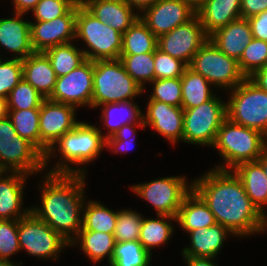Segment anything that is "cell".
I'll list each match as a JSON object with an SVG mask.
<instances>
[{
  "instance_id": "cell-55",
  "label": "cell",
  "mask_w": 267,
  "mask_h": 266,
  "mask_svg": "<svg viewBox=\"0 0 267 266\" xmlns=\"http://www.w3.org/2000/svg\"><path fill=\"white\" fill-rule=\"evenodd\" d=\"M257 161L262 165L264 173L267 177V151Z\"/></svg>"
},
{
  "instance_id": "cell-27",
  "label": "cell",
  "mask_w": 267,
  "mask_h": 266,
  "mask_svg": "<svg viewBox=\"0 0 267 266\" xmlns=\"http://www.w3.org/2000/svg\"><path fill=\"white\" fill-rule=\"evenodd\" d=\"M176 219L179 227L186 233L217 223L207 204L193 189L184 197Z\"/></svg>"
},
{
  "instance_id": "cell-47",
  "label": "cell",
  "mask_w": 267,
  "mask_h": 266,
  "mask_svg": "<svg viewBox=\"0 0 267 266\" xmlns=\"http://www.w3.org/2000/svg\"><path fill=\"white\" fill-rule=\"evenodd\" d=\"M253 38L267 41V10L248 18Z\"/></svg>"
},
{
  "instance_id": "cell-15",
  "label": "cell",
  "mask_w": 267,
  "mask_h": 266,
  "mask_svg": "<svg viewBox=\"0 0 267 266\" xmlns=\"http://www.w3.org/2000/svg\"><path fill=\"white\" fill-rule=\"evenodd\" d=\"M209 39L196 14L188 22L181 24L158 38L157 47L187 66L200 47Z\"/></svg>"
},
{
  "instance_id": "cell-30",
  "label": "cell",
  "mask_w": 267,
  "mask_h": 266,
  "mask_svg": "<svg viewBox=\"0 0 267 266\" xmlns=\"http://www.w3.org/2000/svg\"><path fill=\"white\" fill-rule=\"evenodd\" d=\"M210 82L201 74L187 67L181 76L183 109L194 108L212 99L215 94L211 90Z\"/></svg>"
},
{
  "instance_id": "cell-35",
  "label": "cell",
  "mask_w": 267,
  "mask_h": 266,
  "mask_svg": "<svg viewBox=\"0 0 267 266\" xmlns=\"http://www.w3.org/2000/svg\"><path fill=\"white\" fill-rule=\"evenodd\" d=\"M40 108L8 110V117L18 135L32 143L40 151Z\"/></svg>"
},
{
  "instance_id": "cell-45",
  "label": "cell",
  "mask_w": 267,
  "mask_h": 266,
  "mask_svg": "<svg viewBox=\"0 0 267 266\" xmlns=\"http://www.w3.org/2000/svg\"><path fill=\"white\" fill-rule=\"evenodd\" d=\"M146 128L144 123H131L123 125L119 130H117L113 136L105 139V149L112 151L111 153H123L128 150H132L133 140L136 136L135 127Z\"/></svg>"
},
{
  "instance_id": "cell-18",
  "label": "cell",
  "mask_w": 267,
  "mask_h": 266,
  "mask_svg": "<svg viewBox=\"0 0 267 266\" xmlns=\"http://www.w3.org/2000/svg\"><path fill=\"white\" fill-rule=\"evenodd\" d=\"M143 123L151 127L158 134L166 138L173 145L182 141L184 110L156 100H148Z\"/></svg>"
},
{
  "instance_id": "cell-1",
  "label": "cell",
  "mask_w": 267,
  "mask_h": 266,
  "mask_svg": "<svg viewBox=\"0 0 267 266\" xmlns=\"http://www.w3.org/2000/svg\"><path fill=\"white\" fill-rule=\"evenodd\" d=\"M192 189L207 204L216 222L228 228L234 237L261 233L263 214L232 170L213 168L193 180Z\"/></svg>"
},
{
  "instance_id": "cell-6",
  "label": "cell",
  "mask_w": 267,
  "mask_h": 266,
  "mask_svg": "<svg viewBox=\"0 0 267 266\" xmlns=\"http://www.w3.org/2000/svg\"><path fill=\"white\" fill-rule=\"evenodd\" d=\"M81 39L88 49H82L85 58L91 61L116 60L122 50V34L102 23L77 1L75 41Z\"/></svg>"
},
{
  "instance_id": "cell-46",
  "label": "cell",
  "mask_w": 267,
  "mask_h": 266,
  "mask_svg": "<svg viewBox=\"0 0 267 266\" xmlns=\"http://www.w3.org/2000/svg\"><path fill=\"white\" fill-rule=\"evenodd\" d=\"M78 0H40L31 10L35 21H50L64 15Z\"/></svg>"
},
{
  "instance_id": "cell-26",
  "label": "cell",
  "mask_w": 267,
  "mask_h": 266,
  "mask_svg": "<svg viewBox=\"0 0 267 266\" xmlns=\"http://www.w3.org/2000/svg\"><path fill=\"white\" fill-rule=\"evenodd\" d=\"M232 171L241 180L251 202L263 214L267 206V177L262 165L257 160L244 162Z\"/></svg>"
},
{
  "instance_id": "cell-3",
  "label": "cell",
  "mask_w": 267,
  "mask_h": 266,
  "mask_svg": "<svg viewBox=\"0 0 267 266\" xmlns=\"http://www.w3.org/2000/svg\"><path fill=\"white\" fill-rule=\"evenodd\" d=\"M98 126L87 122H80L73 130L65 133L45 155V168L53 156L60 160L47 173L52 174H84V167H70L73 165H87L98 158L105 148V133ZM58 149V150H56ZM58 151V154L55 152ZM57 154V155H56Z\"/></svg>"
},
{
  "instance_id": "cell-14",
  "label": "cell",
  "mask_w": 267,
  "mask_h": 266,
  "mask_svg": "<svg viewBox=\"0 0 267 266\" xmlns=\"http://www.w3.org/2000/svg\"><path fill=\"white\" fill-rule=\"evenodd\" d=\"M94 61L86 59L70 73L58 77L51 96L52 101L77 107L92 108Z\"/></svg>"
},
{
  "instance_id": "cell-33",
  "label": "cell",
  "mask_w": 267,
  "mask_h": 266,
  "mask_svg": "<svg viewBox=\"0 0 267 266\" xmlns=\"http://www.w3.org/2000/svg\"><path fill=\"white\" fill-rule=\"evenodd\" d=\"M157 42L158 38L146 26V24L138 18L122 34L121 55L154 52L157 48Z\"/></svg>"
},
{
  "instance_id": "cell-41",
  "label": "cell",
  "mask_w": 267,
  "mask_h": 266,
  "mask_svg": "<svg viewBox=\"0 0 267 266\" xmlns=\"http://www.w3.org/2000/svg\"><path fill=\"white\" fill-rule=\"evenodd\" d=\"M149 84H152L153 86V91H151L149 100H156L173 106L181 107V77L154 79Z\"/></svg>"
},
{
  "instance_id": "cell-22",
  "label": "cell",
  "mask_w": 267,
  "mask_h": 266,
  "mask_svg": "<svg viewBox=\"0 0 267 266\" xmlns=\"http://www.w3.org/2000/svg\"><path fill=\"white\" fill-rule=\"evenodd\" d=\"M190 245L182 249L183 257L216 258L227 237L234 235L228 228L216 223L208 228H198L188 232ZM228 235V236H227Z\"/></svg>"
},
{
  "instance_id": "cell-11",
  "label": "cell",
  "mask_w": 267,
  "mask_h": 266,
  "mask_svg": "<svg viewBox=\"0 0 267 266\" xmlns=\"http://www.w3.org/2000/svg\"><path fill=\"white\" fill-rule=\"evenodd\" d=\"M20 250L41 259L57 260L61 250L70 243L31 211L18 220Z\"/></svg>"
},
{
  "instance_id": "cell-13",
  "label": "cell",
  "mask_w": 267,
  "mask_h": 266,
  "mask_svg": "<svg viewBox=\"0 0 267 266\" xmlns=\"http://www.w3.org/2000/svg\"><path fill=\"white\" fill-rule=\"evenodd\" d=\"M77 108L70 104L44 99L40 106V152L45 156L52 146L67 132L73 130Z\"/></svg>"
},
{
  "instance_id": "cell-51",
  "label": "cell",
  "mask_w": 267,
  "mask_h": 266,
  "mask_svg": "<svg viewBox=\"0 0 267 266\" xmlns=\"http://www.w3.org/2000/svg\"><path fill=\"white\" fill-rule=\"evenodd\" d=\"M187 266H217L214 258L210 257H183Z\"/></svg>"
},
{
  "instance_id": "cell-54",
  "label": "cell",
  "mask_w": 267,
  "mask_h": 266,
  "mask_svg": "<svg viewBox=\"0 0 267 266\" xmlns=\"http://www.w3.org/2000/svg\"><path fill=\"white\" fill-rule=\"evenodd\" d=\"M189 4L195 11H197L206 0H180Z\"/></svg>"
},
{
  "instance_id": "cell-4",
  "label": "cell",
  "mask_w": 267,
  "mask_h": 266,
  "mask_svg": "<svg viewBox=\"0 0 267 266\" xmlns=\"http://www.w3.org/2000/svg\"><path fill=\"white\" fill-rule=\"evenodd\" d=\"M212 148L218 149L225 162L214 169L233 170L241 163L258 160L267 151V137L226 118L217 132Z\"/></svg>"
},
{
  "instance_id": "cell-9",
  "label": "cell",
  "mask_w": 267,
  "mask_h": 266,
  "mask_svg": "<svg viewBox=\"0 0 267 266\" xmlns=\"http://www.w3.org/2000/svg\"><path fill=\"white\" fill-rule=\"evenodd\" d=\"M188 67L201 74L212 87L227 91L234 89L246 78L238 61L224 54L210 39L195 53Z\"/></svg>"
},
{
  "instance_id": "cell-29",
  "label": "cell",
  "mask_w": 267,
  "mask_h": 266,
  "mask_svg": "<svg viewBox=\"0 0 267 266\" xmlns=\"http://www.w3.org/2000/svg\"><path fill=\"white\" fill-rule=\"evenodd\" d=\"M80 246L81 251L94 263L102 261L107 257L109 265L115 248V237L113 234L97 231H79L78 236L71 242L70 246Z\"/></svg>"
},
{
  "instance_id": "cell-49",
  "label": "cell",
  "mask_w": 267,
  "mask_h": 266,
  "mask_svg": "<svg viewBox=\"0 0 267 266\" xmlns=\"http://www.w3.org/2000/svg\"><path fill=\"white\" fill-rule=\"evenodd\" d=\"M260 89L267 92V66L256 70L250 77H248Z\"/></svg>"
},
{
  "instance_id": "cell-57",
  "label": "cell",
  "mask_w": 267,
  "mask_h": 266,
  "mask_svg": "<svg viewBox=\"0 0 267 266\" xmlns=\"http://www.w3.org/2000/svg\"><path fill=\"white\" fill-rule=\"evenodd\" d=\"M267 228V211L263 213L261 233L265 232Z\"/></svg>"
},
{
  "instance_id": "cell-19",
  "label": "cell",
  "mask_w": 267,
  "mask_h": 266,
  "mask_svg": "<svg viewBox=\"0 0 267 266\" xmlns=\"http://www.w3.org/2000/svg\"><path fill=\"white\" fill-rule=\"evenodd\" d=\"M6 174L8 172L0 171V219L19 220L30 212V207L22 208L28 175L20 172Z\"/></svg>"
},
{
  "instance_id": "cell-31",
  "label": "cell",
  "mask_w": 267,
  "mask_h": 266,
  "mask_svg": "<svg viewBox=\"0 0 267 266\" xmlns=\"http://www.w3.org/2000/svg\"><path fill=\"white\" fill-rule=\"evenodd\" d=\"M174 220L177 223L176 217L168 215H157V218H144L141 224L139 242L142 246L152 254L154 247H160V245L168 243L172 237L173 224L169 221Z\"/></svg>"
},
{
  "instance_id": "cell-16",
  "label": "cell",
  "mask_w": 267,
  "mask_h": 266,
  "mask_svg": "<svg viewBox=\"0 0 267 266\" xmlns=\"http://www.w3.org/2000/svg\"><path fill=\"white\" fill-rule=\"evenodd\" d=\"M77 2L62 16L50 21H30L34 52H44L57 45L75 42Z\"/></svg>"
},
{
  "instance_id": "cell-5",
  "label": "cell",
  "mask_w": 267,
  "mask_h": 266,
  "mask_svg": "<svg viewBox=\"0 0 267 266\" xmlns=\"http://www.w3.org/2000/svg\"><path fill=\"white\" fill-rule=\"evenodd\" d=\"M144 89L116 60L94 61L92 108L115 102L133 101Z\"/></svg>"
},
{
  "instance_id": "cell-2",
  "label": "cell",
  "mask_w": 267,
  "mask_h": 266,
  "mask_svg": "<svg viewBox=\"0 0 267 266\" xmlns=\"http://www.w3.org/2000/svg\"><path fill=\"white\" fill-rule=\"evenodd\" d=\"M43 179L41 204L30 211L71 244L82 228L86 175L46 173Z\"/></svg>"
},
{
  "instance_id": "cell-21",
  "label": "cell",
  "mask_w": 267,
  "mask_h": 266,
  "mask_svg": "<svg viewBox=\"0 0 267 266\" xmlns=\"http://www.w3.org/2000/svg\"><path fill=\"white\" fill-rule=\"evenodd\" d=\"M24 13H15L13 18H0V47L14 53L16 59H26L34 53L31 45L30 21Z\"/></svg>"
},
{
  "instance_id": "cell-8",
  "label": "cell",
  "mask_w": 267,
  "mask_h": 266,
  "mask_svg": "<svg viewBox=\"0 0 267 266\" xmlns=\"http://www.w3.org/2000/svg\"><path fill=\"white\" fill-rule=\"evenodd\" d=\"M227 118L238 125L257 130L267 137V92L249 78L230 90Z\"/></svg>"
},
{
  "instance_id": "cell-7",
  "label": "cell",
  "mask_w": 267,
  "mask_h": 266,
  "mask_svg": "<svg viewBox=\"0 0 267 266\" xmlns=\"http://www.w3.org/2000/svg\"><path fill=\"white\" fill-rule=\"evenodd\" d=\"M45 156L28 140L18 135L11 119L0 120V171L28 176L45 172Z\"/></svg>"
},
{
  "instance_id": "cell-32",
  "label": "cell",
  "mask_w": 267,
  "mask_h": 266,
  "mask_svg": "<svg viewBox=\"0 0 267 266\" xmlns=\"http://www.w3.org/2000/svg\"><path fill=\"white\" fill-rule=\"evenodd\" d=\"M118 211H113L100 202L85 201L80 231H97L114 234Z\"/></svg>"
},
{
  "instance_id": "cell-48",
  "label": "cell",
  "mask_w": 267,
  "mask_h": 266,
  "mask_svg": "<svg viewBox=\"0 0 267 266\" xmlns=\"http://www.w3.org/2000/svg\"><path fill=\"white\" fill-rule=\"evenodd\" d=\"M267 10V0H241V18H249Z\"/></svg>"
},
{
  "instance_id": "cell-28",
  "label": "cell",
  "mask_w": 267,
  "mask_h": 266,
  "mask_svg": "<svg viewBox=\"0 0 267 266\" xmlns=\"http://www.w3.org/2000/svg\"><path fill=\"white\" fill-rule=\"evenodd\" d=\"M102 106V118L104 127L108 129L105 139L113 136L123 125L131 123H143V113L138 104L133 101L107 103Z\"/></svg>"
},
{
  "instance_id": "cell-56",
  "label": "cell",
  "mask_w": 267,
  "mask_h": 266,
  "mask_svg": "<svg viewBox=\"0 0 267 266\" xmlns=\"http://www.w3.org/2000/svg\"><path fill=\"white\" fill-rule=\"evenodd\" d=\"M22 264V261L17 265L14 261L0 259V266H21Z\"/></svg>"
},
{
  "instance_id": "cell-10",
  "label": "cell",
  "mask_w": 267,
  "mask_h": 266,
  "mask_svg": "<svg viewBox=\"0 0 267 266\" xmlns=\"http://www.w3.org/2000/svg\"><path fill=\"white\" fill-rule=\"evenodd\" d=\"M201 105L183 109L182 142L201 146H213L222 122L227 118L226 103L216 97Z\"/></svg>"
},
{
  "instance_id": "cell-43",
  "label": "cell",
  "mask_w": 267,
  "mask_h": 266,
  "mask_svg": "<svg viewBox=\"0 0 267 266\" xmlns=\"http://www.w3.org/2000/svg\"><path fill=\"white\" fill-rule=\"evenodd\" d=\"M188 66L179 59L173 58L158 47L154 51L155 79L181 77Z\"/></svg>"
},
{
  "instance_id": "cell-42",
  "label": "cell",
  "mask_w": 267,
  "mask_h": 266,
  "mask_svg": "<svg viewBox=\"0 0 267 266\" xmlns=\"http://www.w3.org/2000/svg\"><path fill=\"white\" fill-rule=\"evenodd\" d=\"M23 79L22 60L14 57L0 61V97L7 98L13 88Z\"/></svg>"
},
{
  "instance_id": "cell-52",
  "label": "cell",
  "mask_w": 267,
  "mask_h": 266,
  "mask_svg": "<svg viewBox=\"0 0 267 266\" xmlns=\"http://www.w3.org/2000/svg\"><path fill=\"white\" fill-rule=\"evenodd\" d=\"M135 11L142 13L145 9L153 5L157 0H124Z\"/></svg>"
},
{
  "instance_id": "cell-23",
  "label": "cell",
  "mask_w": 267,
  "mask_h": 266,
  "mask_svg": "<svg viewBox=\"0 0 267 266\" xmlns=\"http://www.w3.org/2000/svg\"><path fill=\"white\" fill-rule=\"evenodd\" d=\"M209 39L228 57L239 61L253 35L248 19L239 18L216 30Z\"/></svg>"
},
{
  "instance_id": "cell-37",
  "label": "cell",
  "mask_w": 267,
  "mask_h": 266,
  "mask_svg": "<svg viewBox=\"0 0 267 266\" xmlns=\"http://www.w3.org/2000/svg\"><path fill=\"white\" fill-rule=\"evenodd\" d=\"M119 60L126 72L143 87L145 92V84L155 79L154 52L120 55Z\"/></svg>"
},
{
  "instance_id": "cell-50",
  "label": "cell",
  "mask_w": 267,
  "mask_h": 266,
  "mask_svg": "<svg viewBox=\"0 0 267 266\" xmlns=\"http://www.w3.org/2000/svg\"><path fill=\"white\" fill-rule=\"evenodd\" d=\"M40 0H12L15 13L30 12Z\"/></svg>"
},
{
  "instance_id": "cell-44",
  "label": "cell",
  "mask_w": 267,
  "mask_h": 266,
  "mask_svg": "<svg viewBox=\"0 0 267 266\" xmlns=\"http://www.w3.org/2000/svg\"><path fill=\"white\" fill-rule=\"evenodd\" d=\"M20 251L18 220L0 219V259L11 260Z\"/></svg>"
},
{
  "instance_id": "cell-25",
  "label": "cell",
  "mask_w": 267,
  "mask_h": 266,
  "mask_svg": "<svg viewBox=\"0 0 267 266\" xmlns=\"http://www.w3.org/2000/svg\"><path fill=\"white\" fill-rule=\"evenodd\" d=\"M22 67L23 78L48 99L57 80L48 57L43 52H34L22 60Z\"/></svg>"
},
{
  "instance_id": "cell-40",
  "label": "cell",
  "mask_w": 267,
  "mask_h": 266,
  "mask_svg": "<svg viewBox=\"0 0 267 266\" xmlns=\"http://www.w3.org/2000/svg\"><path fill=\"white\" fill-rule=\"evenodd\" d=\"M267 60V41L253 38L244 49L238 64L246 78L256 70L264 68Z\"/></svg>"
},
{
  "instance_id": "cell-36",
  "label": "cell",
  "mask_w": 267,
  "mask_h": 266,
  "mask_svg": "<svg viewBox=\"0 0 267 266\" xmlns=\"http://www.w3.org/2000/svg\"><path fill=\"white\" fill-rule=\"evenodd\" d=\"M151 258L139 240L116 242L109 266H150Z\"/></svg>"
},
{
  "instance_id": "cell-53",
  "label": "cell",
  "mask_w": 267,
  "mask_h": 266,
  "mask_svg": "<svg viewBox=\"0 0 267 266\" xmlns=\"http://www.w3.org/2000/svg\"><path fill=\"white\" fill-rule=\"evenodd\" d=\"M8 116L7 99L0 97V120Z\"/></svg>"
},
{
  "instance_id": "cell-20",
  "label": "cell",
  "mask_w": 267,
  "mask_h": 266,
  "mask_svg": "<svg viewBox=\"0 0 267 266\" xmlns=\"http://www.w3.org/2000/svg\"><path fill=\"white\" fill-rule=\"evenodd\" d=\"M81 4L102 23L123 34L138 18L139 13L124 0H80Z\"/></svg>"
},
{
  "instance_id": "cell-24",
  "label": "cell",
  "mask_w": 267,
  "mask_h": 266,
  "mask_svg": "<svg viewBox=\"0 0 267 266\" xmlns=\"http://www.w3.org/2000/svg\"><path fill=\"white\" fill-rule=\"evenodd\" d=\"M196 14L205 33L210 36L231 21L241 18V0H206Z\"/></svg>"
},
{
  "instance_id": "cell-34",
  "label": "cell",
  "mask_w": 267,
  "mask_h": 266,
  "mask_svg": "<svg viewBox=\"0 0 267 266\" xmlns=\"http://www.w3.org/2000/svg\"><path fill=\"white\" fill-rule=\"evenodd\" d=\"M77 47L71 42L43 52L48 57L57 78L70 73L86 60L82 48L80 50Z\"/></svg>"
},
{
  "instance_id": "cell-12",
  "label": "cell",
  "mask_w": 267,
  "mask_h": 266,
  "mask_svg": "<svg viewBox=\"0 0 267 266\" xmlns=\"http://www.w3.org/2000/svg\"><path fill=\"white\" fill-rule=\"evenodd\" d=\"M186 176H167L131 187L135 195L150 203L157 215L177 217L184 197L192 190Z\"/></svg>"
},
{
  "instance_id": "cell-39",
  "label": "cell",
  "mask_w": 267,
  "mask_h": 266,
  "mask_svg": "<svg viewBox=\"0 0 267 266\" xmlns=\"http://www.w3.org/2000/svg\"><path fill=\"white\" fill-rule=\"evenodd\" d=\"M143 215L136 210L123 209L118 210V217L115 225L114 237L116 242L137 241Z\"/></svg>"
},
{
  "instance_id": "cell-17",
  "label": "cell",
  "mask_w": 267,
  "mask_h": 266,
  "mask_svg": "<svg viewBox=\"0 0 267 266\" xmlns=\"http://www.w3.org/2000/svg\"><path fill=\"white\" fill-rule=\"evenodd\" d=\"M196 11L180 0H157L139 15V18L159 38L177 26L191 20Z\"/></svg>"
},
{
  "instance_id": "cell-38",
  "label": "cell",
  "mask_w": 267,
  "mask_h": 266,
  "mask_svg": "<svg viewBox=\"0 0 267 266\" xmlns=\"http://www.w3.org/2000/svg\"><path fill=\"white\" fill-rule=\"evenodd\" d=\"M6 99L8 110H27L40 108L45 98L23 78Z\"/></svg>"
}]
</instances>
